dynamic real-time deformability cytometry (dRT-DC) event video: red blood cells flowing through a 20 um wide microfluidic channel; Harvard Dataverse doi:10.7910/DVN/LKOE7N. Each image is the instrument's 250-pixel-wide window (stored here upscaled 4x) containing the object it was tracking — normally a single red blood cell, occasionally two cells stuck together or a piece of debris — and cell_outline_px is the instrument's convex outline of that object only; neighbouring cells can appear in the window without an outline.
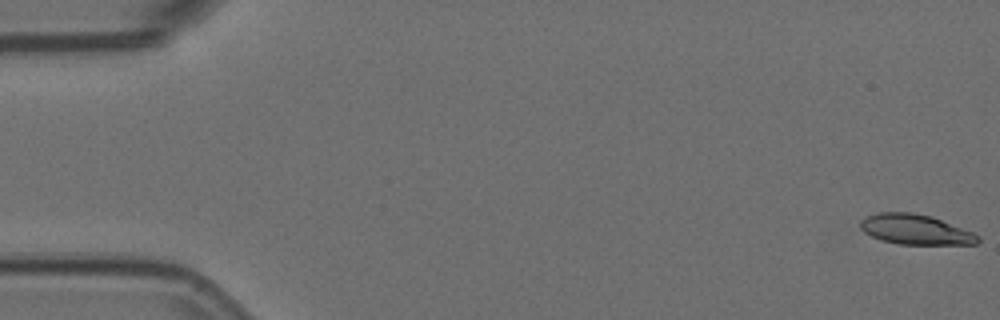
{"species": "Egyptian fruit bat (a non-hibernating species)", "species_latin": "Rousettus aegyptiacus", "temperature_condition": "room temperature", "stored_images_in_passage": 58, "camera_frame_rate_fps": 3000, "um_per_image_px": 0.085, "animal": {"sex": "female"}, "frame": {"image": 1, "passage_image": 1, "time_ms": 0.0, "image_size_px": [1000, 320], "cell_outline_px": [[980, 240], [976, 244], [900, 244], [880, 240], [864, 232], [860, 228], [860, 220], [876, 212], [912, 212], [932, 216], [972, 232], [980, 236]], "centroid_in_image_um": [77.79, 19.5], "position_along_channel_um": 7.2, "area_um2": 20.58}}
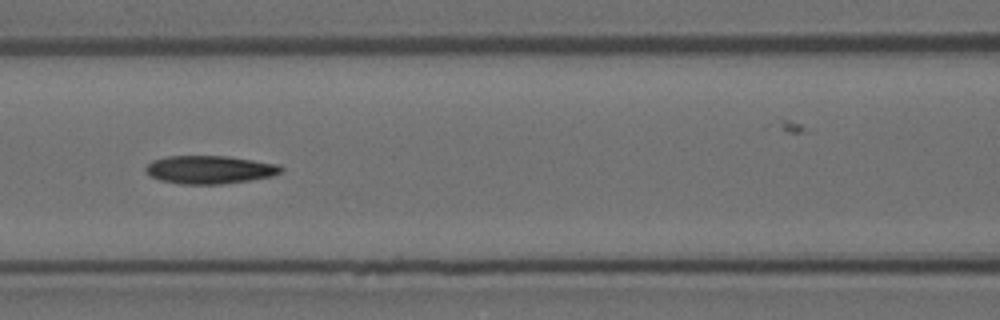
{"frame": {"image": 2, "passage_image": 25, "time_ms": 8.0, "image_size_px": [1000, 320], "cell_outline_px": [[284, 172], [272, 176], [248, 180], [220, 184], [180, 184], [160, 180], [152, 176], [144, 168], [152, 160], [168, 156], [228, 156], [280, 164], [284, 168]], "centroid_in_image_um": [17.87, 14.41], "position_along_channel_um": 148.7, "area_um2": 22.2}}
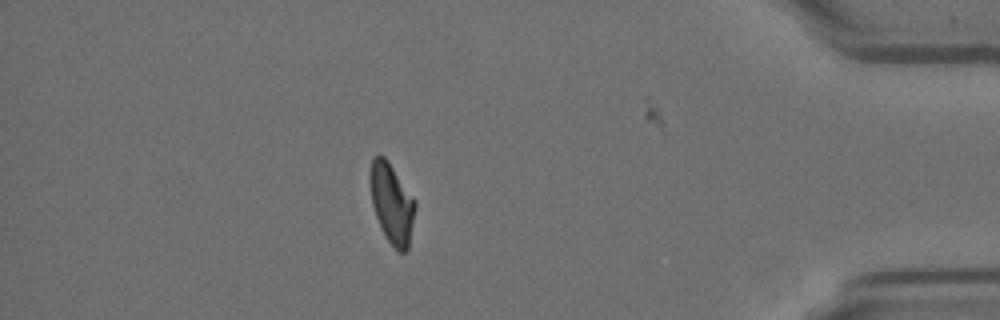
{"frame": {"image": 3, "passage_image": 50, "time_ms": 16.333, "image_size_px": [1000, 320], "cell_outline_px": [[416, 208], [408, 248], [404, 252], [396, 252], [388, 240], [376, 216], [372, 204], [368, 180], [368, 176], [372, 156], [384, 156], [388, 160], [416, 200]], "centroid_in_image_um": [33.29, 17.24], "position_along_channel_um": 401.9, "area_um2": 21.27}, "authors_computed_cell_mechanics": {"area_um2": 21.4438, "velocity_mm_per_s": 3.5685, "shape_relaxation_time_tau1_ms": 6.0723, "shape_relaxation_time_tau2_ms": 2.9397, "deformation_change_tau1": 0.1938, "deformation_change_tau2": 0.1037}}